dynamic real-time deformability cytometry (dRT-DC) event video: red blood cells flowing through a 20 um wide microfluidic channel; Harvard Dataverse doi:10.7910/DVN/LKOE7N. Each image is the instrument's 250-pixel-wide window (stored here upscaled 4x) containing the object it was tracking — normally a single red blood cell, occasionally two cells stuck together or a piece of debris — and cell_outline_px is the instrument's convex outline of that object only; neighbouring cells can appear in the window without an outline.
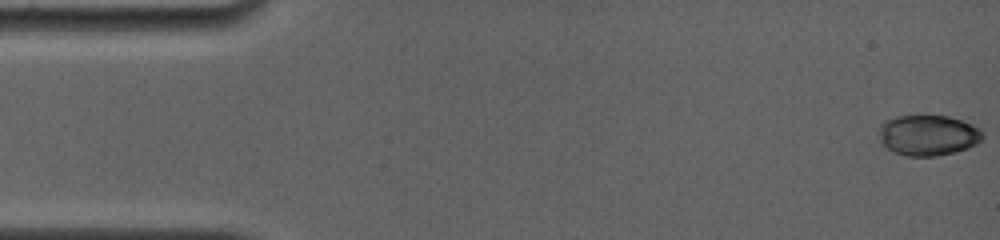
{"species": "common noctule bat (a hibernating species)", "species_latin": "Nyctalus noctula", "temperature_condition": "room temperature", "stored_images_in_passage": 44, "camera_frame_rate_fps": 4000, "um_per_image_px": 0.085, "animal": {"sex": "female", "body_mass_g": 19.0, "forearm_length_mm": 56.7}, "frame": {"image": 1, "passage_image": 1, "time_ms": 0.0, "image_size_px": [1000, 240], "cell_outline_px": [[984, 136], [976, 144], [968, 148], [956, 152], [936, 156], [908, 156], [896, 152], [888, 148], [880, 140], [880, 124], [884, 120], [896, 116], [948, 116], [972, 124], [980, 128]], "centroid_in_image_um": [78.91, 11.49], "position_along_channel_um": 6.1, "area_um2": 24.45}}
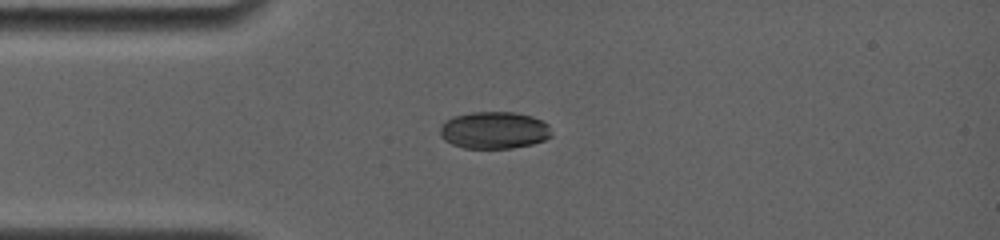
{"frame": {"image": 2, "passage_image": 30, "time_ms": 4.0, "image_size_px": [1000, 240], "cell_outline_px": [[552, 136], [544, 140], [532, 144], [512, 148], [464, 148], [452, 144], [444, 140], [440, 136], [440, 124], [444, 120], [452, 116], [472, 112], [516, 112], [532, 116], [548, 124], [552, 132]], "centroid_in_image_um": [41.98, 11.06], "position_along_channel_um": 43.0, "area_um2": 24.39}}
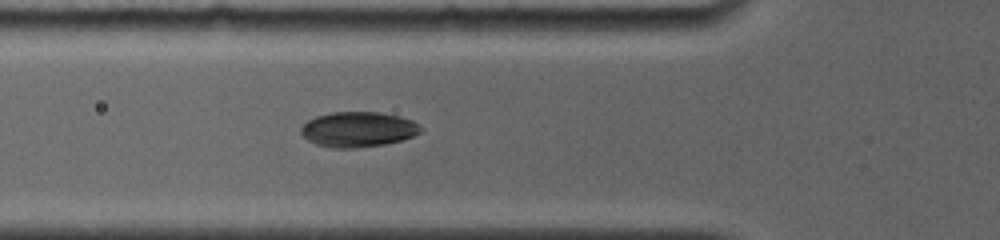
{"frame": {"image": 3, "passage_image": 43, "time_ms": 5.75, "image_size_px": [1000, 240], "cell_outline_px": [[424, 128], [420, 132], [412, 136], [400, 140], [384, 144], [356, 148], [332, 148], [316, 144], [308, 140], [300, 132], [300, 128], [308, 120], [316, 116], [332, 112], [380, 112], [400, 116], [412, 120], [420, 124]], "centroid_in_image_um": [30.45, 10.99], "position_along_channel_um": 95.4, "area_um2": 24.62}}